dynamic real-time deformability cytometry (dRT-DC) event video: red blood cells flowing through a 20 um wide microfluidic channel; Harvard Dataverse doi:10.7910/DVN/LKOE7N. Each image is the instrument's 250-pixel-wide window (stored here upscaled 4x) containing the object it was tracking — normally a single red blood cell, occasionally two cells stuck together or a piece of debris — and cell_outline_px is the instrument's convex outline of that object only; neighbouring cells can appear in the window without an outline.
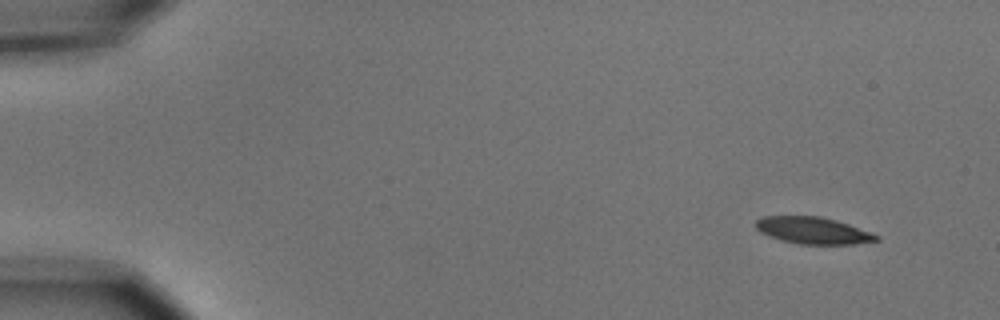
{"species": "common noctule bat (a hibernating species)", "species_latin": "Nyctalus noctula", "temperature_condition": "cold", "stored_images_in_passage": 4, "camera_frame_rate_fps": 3000, "um_per_image_px": 0.085, "animal": {"sex": "male", "body_mass_g": 15.6}, "frame": {"image": 1, "passage_image": 1, "time_ms": 0.0, "image_size_px": [1000, 320], "cell_outline_px": [[880, 240], [856, 244], [800, 244], [780, 240], [768, 236], [760, 232], [756, 228], [756, 220], [760, 216], [820, 216], [836, 220], [872, 232], [880, 236]], "centroid_in_image_um": [69.11, 19.59], "position_along_channel_um": 15.9, "area_um2": 19.02}}
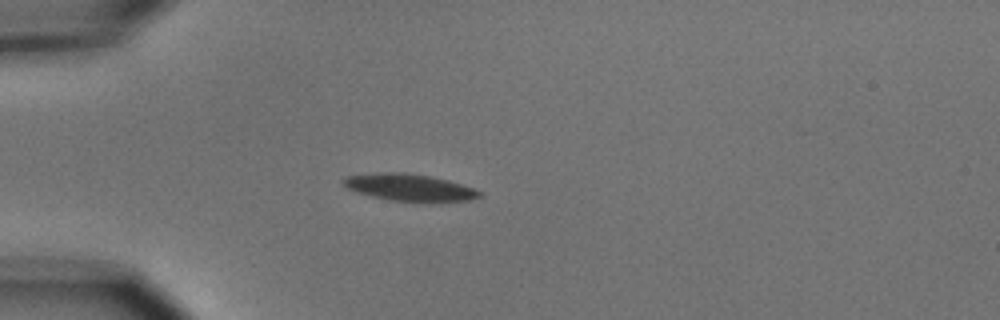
{"frame": {"image": 2, "passage_image": 4, "time_ms": 3.667, "image_size_px": [1000, 320], "cell_outline_px": [[484, 196], [468, 200], [432, 204], [424, 204], [388, 200], [356, 192], [348, 188], [340, 180], [348, 176], [392, 172], [404, 172], [428, 176], [448, 180], [484, 192]], "centroid_in_image_um": [34.89, 15.99], "position_along_channel_um": 50.1, "area_um2": 21.91}}